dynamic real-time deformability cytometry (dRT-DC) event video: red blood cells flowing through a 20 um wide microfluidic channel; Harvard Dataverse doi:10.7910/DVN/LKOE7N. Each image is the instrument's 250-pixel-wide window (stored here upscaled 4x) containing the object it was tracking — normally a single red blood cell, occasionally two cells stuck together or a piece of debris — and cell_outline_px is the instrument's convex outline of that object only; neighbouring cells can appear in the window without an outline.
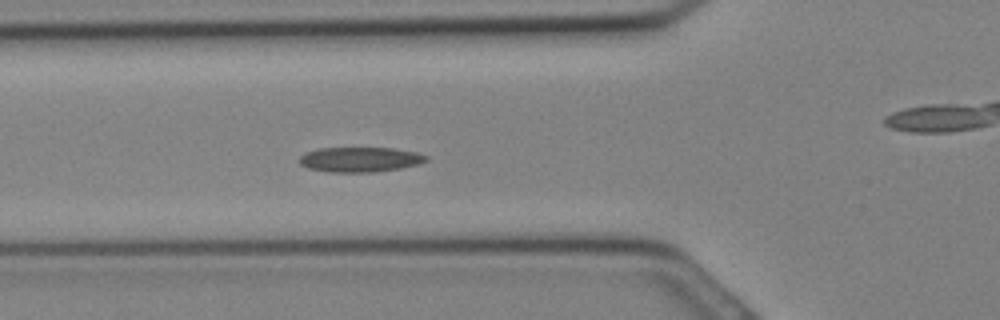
{"species": "Egyptian fruit bat (a non-hibernating species)", "species_latin": "Rousettus aegyptiacus", "temperature_condition": "cold", "stored_images_in_passage": 7, "camera_frame_rate_fps": 3000, "um_per_image_px": 0.085, "animal": {"sex": "female"}, "frame": {"image": 1, "passage_image": 2, "time_ms": 0.333, "image_size_px": [1000, 320], "cell_outline_px": [[428, 160], [416, 164], [400, 168], [372, 172], [328, 172], [308, 168], [300, 164], [300, 156], [304, 152], [316, 148], [392, 148], [416, 152], [428, 156]], "centroid_in_image_um": [30.56, 13.55], "position_along_channel_um": 95.2, "area_um2": 18.38}}
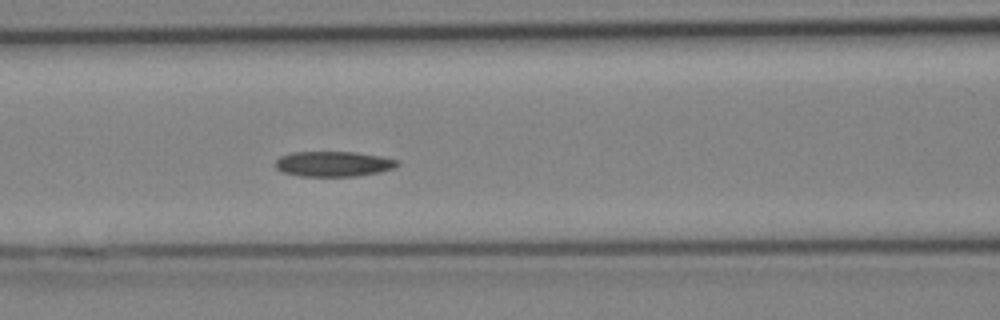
{"frame": {"image": 2, "passage_image": 4, "time_ms": 1.0, "image_size_px": [1000, 320], "cell_outline_px": [[400, 164], [392, 168], [380, 172], [356, 176], [300, 176], [280, 172], [276, 168], [276, 160], [280, 156], [292, 152], [356, 152], [384, 156], [400, 160]], "centroid_in_image_um": [28.36, 13.93], "position_along_channel_um": 138.2, "area_um2": 18.15}}
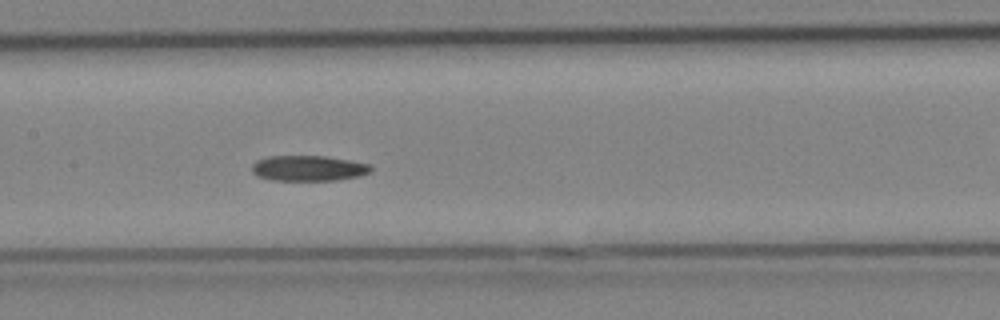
{"frame": {"image": 3, "passage_image": 6, "time_ms": 1.667, "image_size_px": [1000, 320], "cell_outline_px": [[372, 168], [368, 172], [360, 176], [336, 180], [272, 180], [256, 176], [252, 172], [252, 164], [256, 160], [268, 156], [324, 156], [372, 164]], "centroid_in_image_um": [26.19, 14.3], "position_along_channel_um": 181.2, "area_um2": 17.69}}